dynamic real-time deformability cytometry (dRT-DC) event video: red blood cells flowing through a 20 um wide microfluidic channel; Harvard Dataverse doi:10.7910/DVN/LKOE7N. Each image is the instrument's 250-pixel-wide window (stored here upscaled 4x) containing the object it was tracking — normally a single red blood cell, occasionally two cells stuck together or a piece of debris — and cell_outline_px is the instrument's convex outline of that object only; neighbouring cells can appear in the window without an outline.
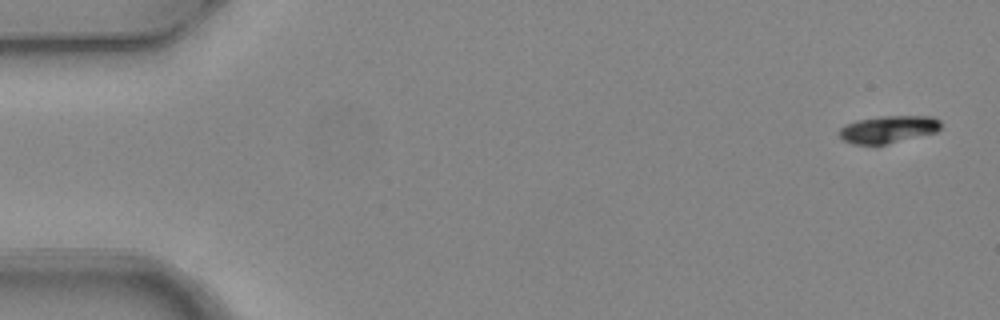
{"species": "common noctule bat (a hibernating species)", "species_latin": "Nyctalus noctula", "temperature_condition": "warm", "stored_images_in_passage": 2, "camera_frame_rate_fps": 3000, "um_per_image_px": 0.085, "animal": {"sex": "female", "body_mass_g": 24.6, "forearm_length_mm": 56.2}, "frame": {"image": 1, "passage_image": 1, "time_ms": 0.0, "image_size_px": [1000, 320], "cell_outline_px": [[940, 128], [936, 132], [884, 144], [852, 144], [844, 140], [836, 132], [844, 124], [856, 120], [880, 116], [932, 116], [940, 120]], "centroid_in_image_um": [75.45, 10.97], "position_along_channel_um": 9.6, "area_um2": 16.13}}